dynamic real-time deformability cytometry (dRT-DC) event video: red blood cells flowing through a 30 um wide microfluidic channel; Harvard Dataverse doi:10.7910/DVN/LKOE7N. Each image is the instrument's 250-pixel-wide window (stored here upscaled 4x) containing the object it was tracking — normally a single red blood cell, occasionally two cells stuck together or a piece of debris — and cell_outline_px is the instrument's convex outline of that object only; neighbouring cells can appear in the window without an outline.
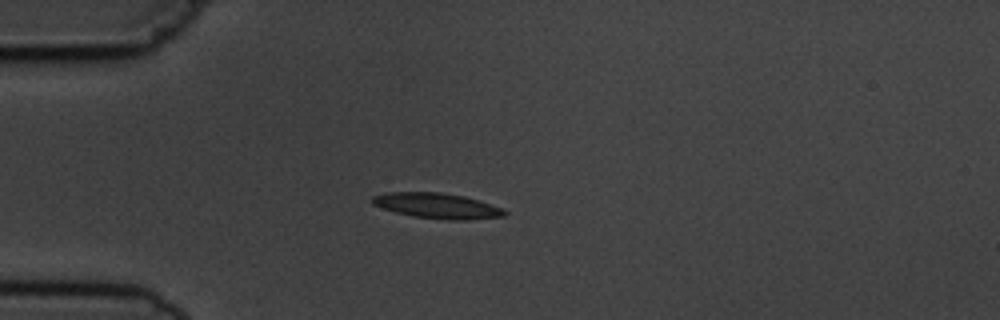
{"species": "common noctule bat (a hibernating species)", "species_latin": "Nyctalus noctula", "temperature_condition": "cold", "stored_images_in_passage": 7, "camera_frame_rate_fps": 3000, "um_per_image_px": 0.085, "animal": {"sex": "male", "body_mass_g": 19.5, "forearm_length_mm": 54.6}, "frame": {"image": 1, "passage_image": 4, "time_ms": 4.333, "image_size_px": [1000, 320], "cell_outline_px": [[508, 212], [504, 216], [468, 220], [448, 220], [412, 216], [396, 212], [372, 204], [372, 196], [388, 192], [440, 192], [464, 196], [504, 208]], "centroid_in_image_um": [37.18, 17.49], "position_along_channel_um": 47.8, "area_um2": 19.54}}
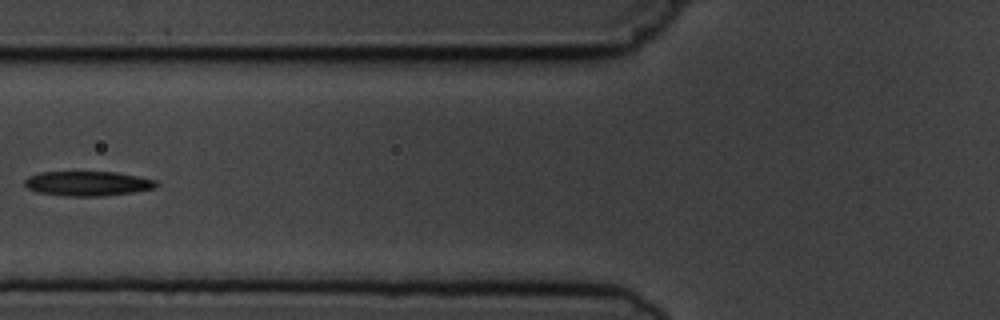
{"frame": {"image": 2, "passage_image": 6, "time_ms": 6.667, "image_size_px": [1000, 320], "cell_outline_px": [[160, 184], [156, 188], [132, 192], [100, 196], [68, 196], [36, 192], [28, 188], [24, 184], [24, 180], [28, 176], [40, 172], [116, 172], [156, 180]], "centroid_in_image_um": [7.45, 15.59], "position_along_channel_um": 118.4, "area_um2": 18.9}}
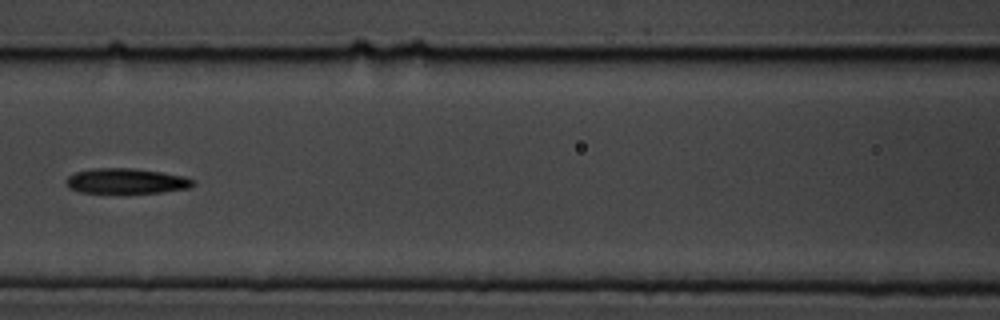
{"frame": {"image": 3, "passage_image": 7, "time_ms": 7.667, "image_size_px": [1000, 320], "cell_outline_px": [[196, 184], [188, 188], [164, 192], [124, 196], [120, 196], [80, 192], [68, 188], [64, 180], [68, 176], [76, 172], [96, 168], [132, 168], [160, 172], [184, 176], [196, 180]], "centroid_in_image_um": [10.72, 15.45], "position_along_channel_um": 155.9, "area_um2": 19.83}}